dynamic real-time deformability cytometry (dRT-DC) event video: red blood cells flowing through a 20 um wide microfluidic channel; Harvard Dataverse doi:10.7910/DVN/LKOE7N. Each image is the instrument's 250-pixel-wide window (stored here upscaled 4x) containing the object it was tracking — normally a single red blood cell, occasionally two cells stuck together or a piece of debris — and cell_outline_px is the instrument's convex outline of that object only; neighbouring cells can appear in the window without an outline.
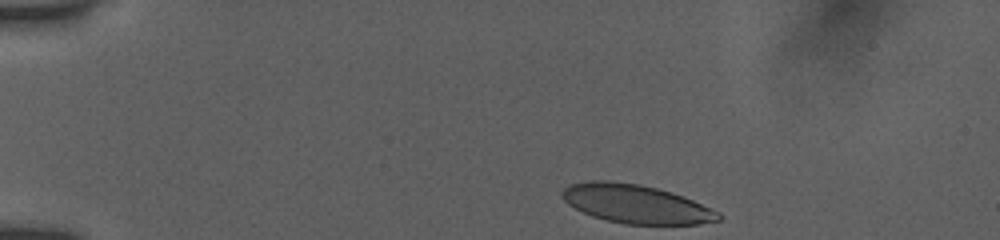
{"species": "human", "species_latin": "Homo sapiens", "temperature_condition": "room temperature", "stored_images_in_passage": 44, "camera_frame_rate_fps": 3000, "um_per_image_px": 0.085, "donor": {"sex": "female"}, "frame": {"image": 1, "passage_image": 1, "time_ms": 0.0, "image_size_px": [1000, 240], "cell_outline_px": [[724, 216], [720, 220], [700, 224], [624, 224], [592, 216], [568, 204], [560, 196], [560, 192], [564, 188], [572, 184], [588, 180], [608, 180], [640, 184], [672, 192], [684, 196], [720, 212]], "centroid_in_image_um": [54.07, 17.33], "position_along_channel_um": 30.9, "area_um2": 35.32}}
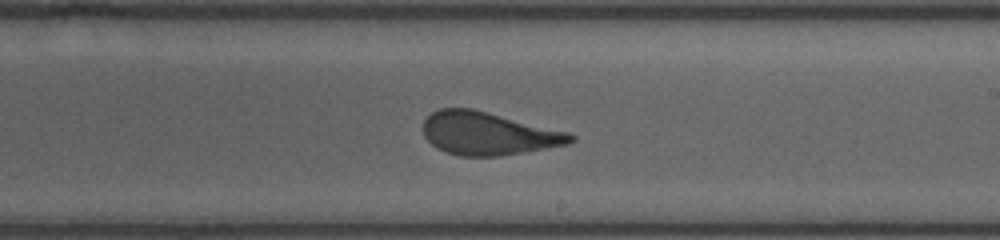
{"frame": {"image": 2, "passage_image": 24, "time_ms": 7.667, "image_size_px": [1000, 240], "cell_outline_px": [[576, 140], [568, 144], [500, 156], [460, 156], [444, 152], [436, 148], [424, 136], [424, 120], [432, 112], [440, 108], [472, 108], [568, 132], [576, 136]], "centroid_in_image_um": [41.48, 11.35], "position_along_channel_um": 247.5, "area_um2": 36.76}}
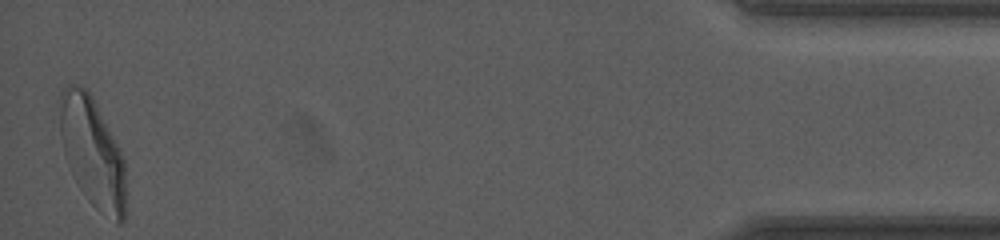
{"frame": {"image": 3, "passage_image": 44, "time_ms": 14.333, "image_size_px": [1000, 240], "cell_outline_px": [[124, 220], [120, 224], [116, 224], [100, 212], [88, 200], [80, 188], [76, 180], [64, 152], [60, 136], [56, 100], [60, 92], [68, 84], [72, 84], [88, 88], [124, 160]], "centroid_in_image_um": [7.79, 12.88], "position_along_channel_um": 427.4, "area_um2": 41.96}, "authors_computed_cell_mechanics": {"area_um2": 37.7723, "velocity_mm_per_s": 3.8597, "shape_relaxation_time_tau1_ms": 5.2579, "shape_relaxation_time_tau2_ms": 0.8292, "deformation_change_tau1": 0.1794, "deformation_change_tau2": 0.0944}}